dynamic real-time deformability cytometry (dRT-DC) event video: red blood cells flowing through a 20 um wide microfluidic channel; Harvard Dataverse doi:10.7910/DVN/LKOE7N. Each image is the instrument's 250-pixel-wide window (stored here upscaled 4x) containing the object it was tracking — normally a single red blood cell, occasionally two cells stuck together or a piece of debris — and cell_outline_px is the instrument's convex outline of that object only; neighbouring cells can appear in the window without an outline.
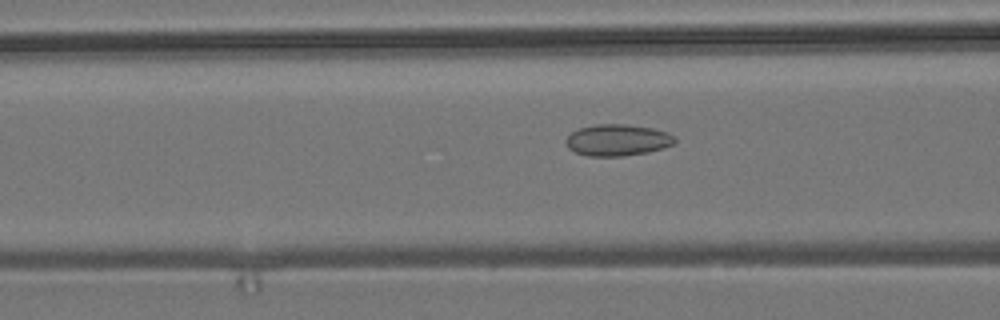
{"species": "common noctule bat (a hibernating species)", "species_latin": "Nyctalus noctula", "temperature_condition": "room temperature", "stored_images_in_passage": 39, "camera_frame_rate_fps": 3000, "um_per_image_px": 0.085, "animal": {"sex": "male", "body_mass_g": 19.2, "forearm_length_mm": 51.8}, "frame": {"image": 1, "passage_image": 15, "time_ms": 4.667, "image_size_px": [1000, 320], "cell_outline_px": [[676, 140], [672, 144], [664, 148], [648, 152], [624, 156], [588, 156], [576, 152], [568, 148], [564, 140], [572, 132], [580, 128], [596, 124], [624, 124], [652, 128], [668, 132], [676, 136]], "centroid_in_image_um": [52.5, 11.91], "position_along_channel_um": 114.1, "area_um2": 20.06}}
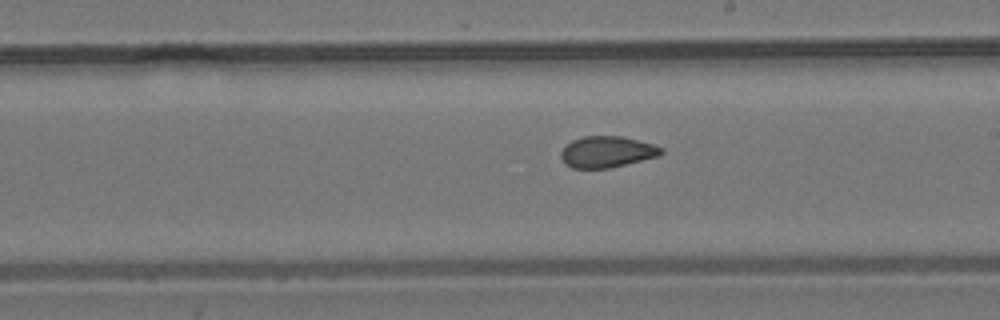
{"frame": {"image": 2, "passage_image": 25, "time_ms": 8.0, "image_size_px": [1000, 320], "cell_outline_px": [[664, 152], [660, 156], [608, 168], [572, 168], [564, 164], [560, 156], [560, 152], [572, 140], [584, 136], [624, 136], [652, 144], [664, 148]], "centroid_in_image_um": [51.6, 12.9], "position_along_channel_um": 237.4, "area_um2": 18.32}}
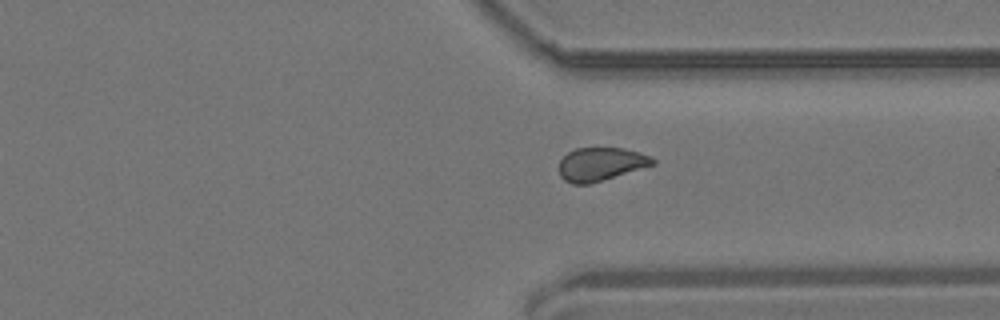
{"frame": {"image": 3, "passage_image": 35, "time_ms": 11.333, "image_size_px": [1000, 320], "cell_outline_px": [[656, 164], [588, 184], [572, 184], [564, 180], [560, 176], [560, 160], [568, 152], [576, 148], [624, 148], [652, 156], [656, 160]], "centroid_in_image_um": [51.08, 13.94], "position_along_channel_um": 360.3, "area_um2": 18.09}}